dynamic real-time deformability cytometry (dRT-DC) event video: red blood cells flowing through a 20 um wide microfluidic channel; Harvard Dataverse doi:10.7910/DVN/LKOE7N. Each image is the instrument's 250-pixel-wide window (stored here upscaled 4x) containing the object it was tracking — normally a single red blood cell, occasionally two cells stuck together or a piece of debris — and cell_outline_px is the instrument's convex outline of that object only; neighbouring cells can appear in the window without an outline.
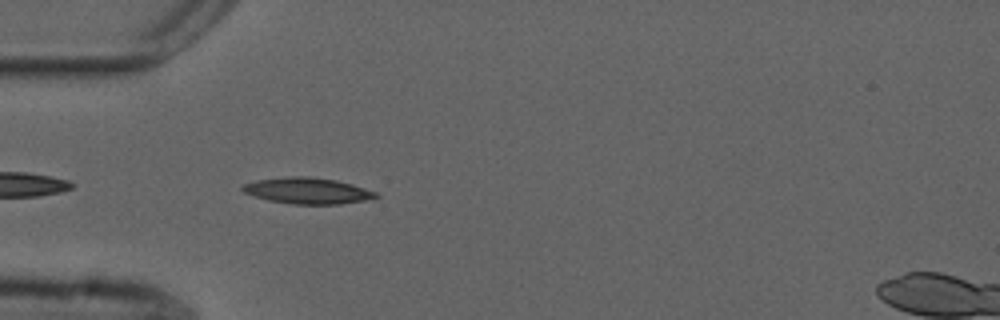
{"species": "common noctule bat (a hibernating species)", "species_latin": "Nyctalus noctula", "temperature_condition": "cold", "stored_images_in_passage": 41, "camera_frame_rate_fps": 3000, "um_per_image_px": 0.085, "animal": {"sex": "male", "forearm_length_mm": 52.5}, "frame": {"image": 1, "passage_image": 3, "time_ms": 0.667, "image_size_px": [1000, 320], "cell_outline_px": [[380, 196], [364, 200], [340, 204], [292, 204], [268, 200], [244, 192], [240, 188], [244, 184], [256, 180], [288, 176], [308, 176], [336, 180], [352, 184], [376, 192]], "centroid_in_image_um": [26.13, 16.2], "position_along_channel_um": 58.9, "area_um2": 20.17}}
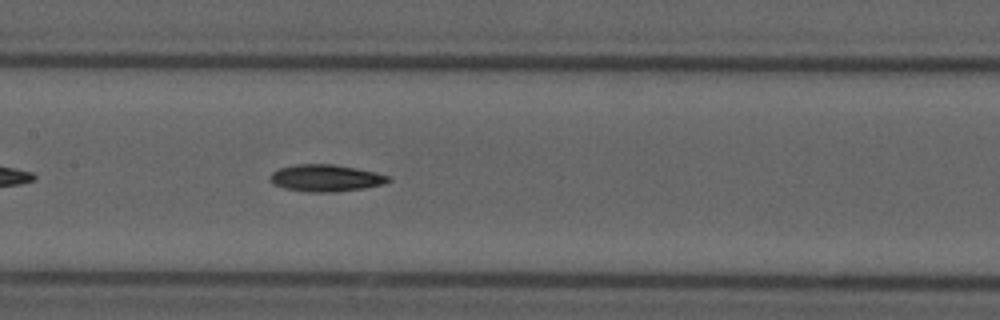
{"frame": {"image": 2, "passage_image": 13, "time_ms": 4.0, "image_size_px": [1000, 320], "cell_outline_px": [[392, 180], [384, 184], [364, 188], [336, 192], [308, 192], [284, 188], [272, 184], [268, 180], [268, 176], [272, 172], [280, 168], [296, 164], [332, 164], [356, 168], [376, 172], [388, 176]], "centroid_in_image_um": [27.66, 15.14], "position_along_channel_um": 179.7, "area_um2": 18.73}}
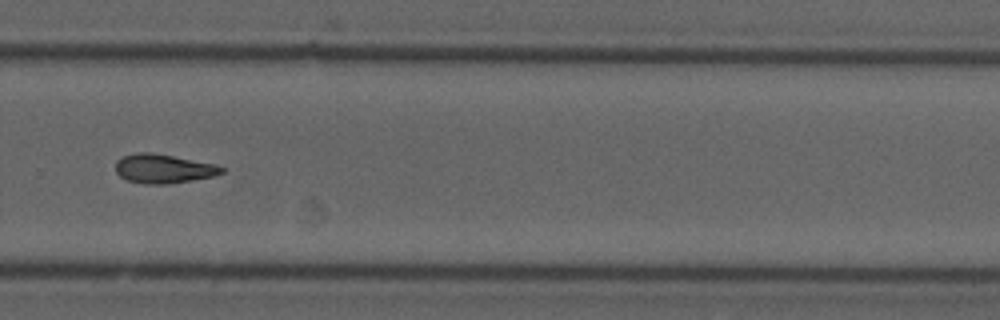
{"frame": {"image": 3, "passage_image": 24, "time_ms": 7.667, "image_size_px": [1000, 320], "cell_outline_px": [[224, 172], [212, 176], [192, 180], [164, 184], [144, 184], [128, 180], [120, 176], [116, 172], [116, 160], [124, 156], [136, 152], [152, 152], [216, 164], [224, 168]], "centroid_in_image_um": [13.88, 14.33], "position_along_channel_um": 315.9, "area_um2": 17.86}, "authors_computed_cell_mechanics": {"area_um2": 17.8024, "velocity_mm_per_s": 3.7318, "shape_relaxation_time_tau1_ms": 8.5517, "shape_relaxation_time_tau2_ms": null, "deformation_change_tau1": 0.169, "deformation_change_tau2": null}}